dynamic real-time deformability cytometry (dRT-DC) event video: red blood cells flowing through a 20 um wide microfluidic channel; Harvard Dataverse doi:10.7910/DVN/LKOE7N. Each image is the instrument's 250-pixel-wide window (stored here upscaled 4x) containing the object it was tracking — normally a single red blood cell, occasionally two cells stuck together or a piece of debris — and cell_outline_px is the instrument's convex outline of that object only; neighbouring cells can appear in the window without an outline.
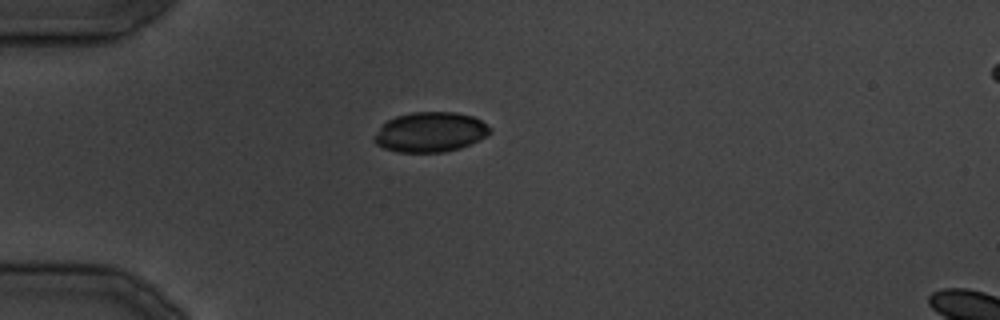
{"species": "common noctule bat (a hibernating species)", "species_latin": "Nyctalus noctula", "temperature_condition": "cold", "stored_images_in_passage": 13, "camera_frame_rate_fps": 3000, "um_per_image_px": 0.085, "animal": {"sex": "male", "body_mass_g": 19.5, "forearm_length_mm": 54.6}, "frame": {"image": 1, "passage_image": 1, "time_ms": 0.0, "image_size_px": [1000, 320], "cell_outline_px": [[492, 132], [488, 136], [460, 148], [444, 152], [396, 152], [384, 148], [376, 144], [372, 140], [380, 128], [388, 120], [396, 116], [412, 112], [456, 112], [472, 116], [480, 120], [492, 128]], "centroid_in_image_um": [36.6, 11.23], "position_along_channel_um": 48.4, "area_um2": 26.93}}
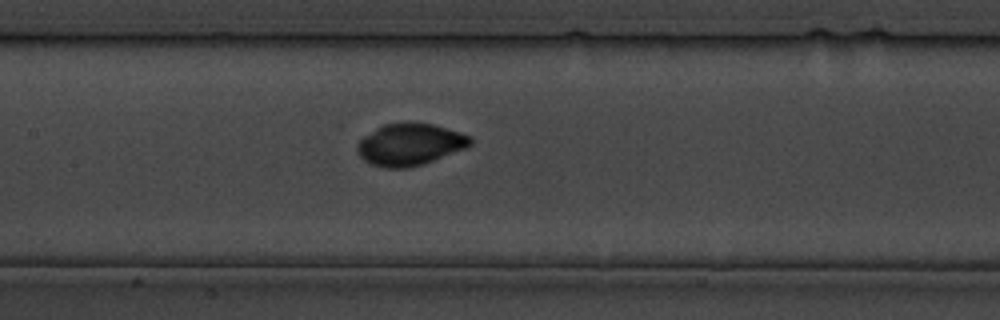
{"frame": {"image": 2, "passage_image": 8, "time_ms": 9.0, "image_size_px": [1000, 320], "cell_outline_px": [[472, 144], [468, 148], [424, 164], [408, 168], [384, 168], [372, 164], [364, 160], [356, 152], [356, 144], [364, 136], [376, 128], [384, 124], [408, 120], [432, 124], [460, 132], [472, 136]], "centroid_in_image_um": [34.86, 12.26], "position_along_channel_um": 172.5, "area_um2": 28.26}}
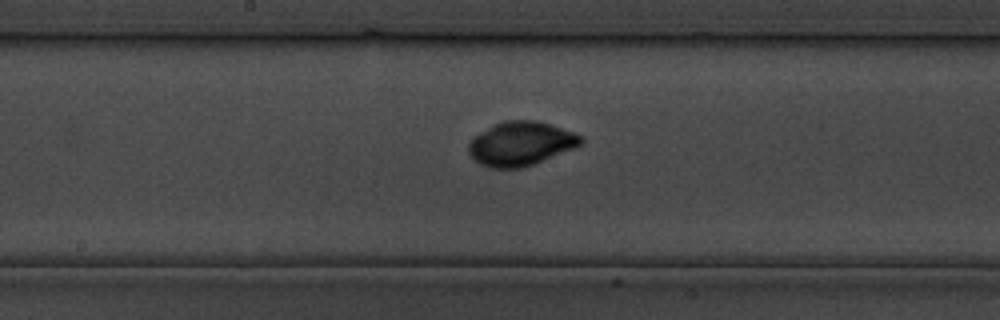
{"frame": {"image": 3, "passage_image": 10, "time_ms": 11.0, "image_size_px": [1000, 320], "cell_outline_px": [[584, 140], [580, 144], [572, 148], [532, 164], [520, 168], [492, 168], [480, 164], [468, 152], [468, 144], [476, 136], [496, 124], [504, 120], [536, 120], [584, 136]], "centroid_in_image_um": [44.26, 12.21], "position_along_channel_um": 203.9, "area_um2": 28.03}}